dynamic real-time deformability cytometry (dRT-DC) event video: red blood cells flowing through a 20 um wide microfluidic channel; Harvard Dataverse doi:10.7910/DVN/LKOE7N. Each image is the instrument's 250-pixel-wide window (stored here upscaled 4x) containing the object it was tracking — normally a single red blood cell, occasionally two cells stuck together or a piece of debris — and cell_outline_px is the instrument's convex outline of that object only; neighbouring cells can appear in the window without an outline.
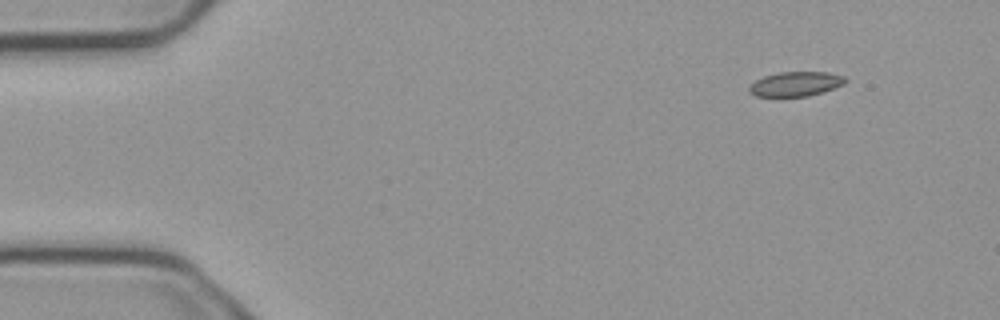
{"species": "common noctule bat (a hibernating species)", "species_latin": "Nyctalus noctula", "temperature_condition": "cold", "stored_images_in_passage": 4, "camera_frame_rate_fps": 3000, "um_per_image_px": 0.085, "animal": {"sex": "male", "body_mass_g": 23.1, "forearm_length_mm": 52.7}, "frame": {"image": 1, "passage_image": 1, "time_ms": 0.0, "image_size_px": [1000, 320], "cell_outline_px": [[848, 80], [844, 84], [808, 96], [756, 96], [748, 92], [748, 88], [756, 80], [764, 76], [780, 72], [828, 72], [844, 76]], "centroid_in_image_um": [67.63, 7.13], "position_along_channel_um": 17.4, "area_um2": 13.58}}
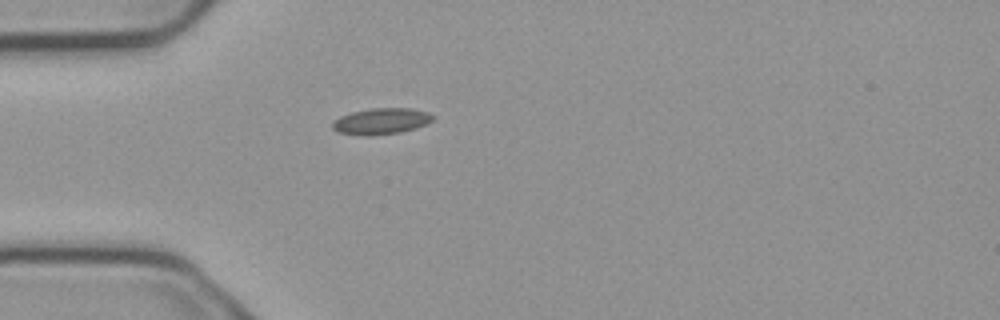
{"frame": {"image": 2, "passage_image": 4, "time_ms": 1.0, "image_size_px": [1000, 320], "cell_outline_px": [[436, 116], [432, 120], [416, 128], [400, 132], [368, 136], [340, 132], [332, 128], [332, 120], [340, 116], [352, 112], [372, 108], [412, 108], [428, 112]], "centroid_in_image_um": [32.41, 10.29], "position_along_channel_um": 52.6, "area_um2": 15.26}}